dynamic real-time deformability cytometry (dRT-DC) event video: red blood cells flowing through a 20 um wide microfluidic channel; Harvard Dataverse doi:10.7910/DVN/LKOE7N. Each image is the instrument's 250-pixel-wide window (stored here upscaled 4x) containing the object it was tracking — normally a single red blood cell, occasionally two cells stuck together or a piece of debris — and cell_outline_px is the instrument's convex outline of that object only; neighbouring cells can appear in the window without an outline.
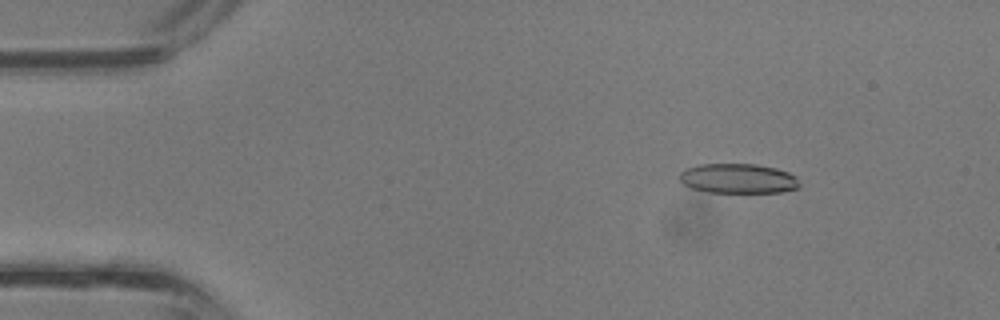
{"species": "common noctule bat (a hibernating species)", "species_latin": "Nyctalus noctula", "temperature_condition": "room temperature", "stored_images_in_passage": 37, "camera_frame_rate_fps": 3000, "um_per_image_px": 0.085, "animal": {"sex": "male", "body_mass_g": 13.3}, "frame": {"image": 1, "passage_image": 5, "time_ms": 1.333, "image_size_px": [1000, 320], "cell_outline_px": [[800, 188], [780, 192], [708, 192], [692, 188], [684, 184], [680, 180], [680, 172], [684, 168], [700, 164], [756, 164], [776, 168], [788, 172], [796, 176], [800, 184]], "centroid_in_image_um": [62.75, 15.17], "position_along_channel_um": 22.2, "area_um2": 20.87}}
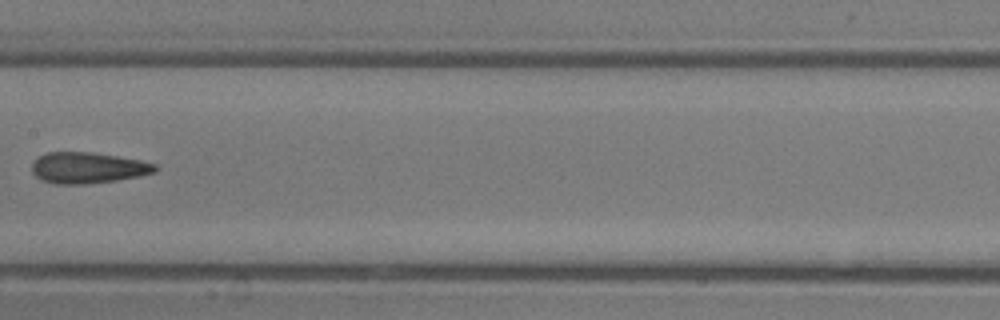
{"frame": {"image": 2, "passage_image": 19, "time_ms": 6.0, "image_size_px": [1000, 320], "cell_outline_px": [[160, 168], [156, 172], [140, 176], [116, 180], [84, 184], [52, 184], [40, 180], [32, 172], [32, 164], [40, 156], [48, 152], [92, 152], [140, 160], [156, 164]], "centroid_in_image_um": [7.48, 14.27], "position_along_channel_um": 199.9, "area_um2": 22.37}}
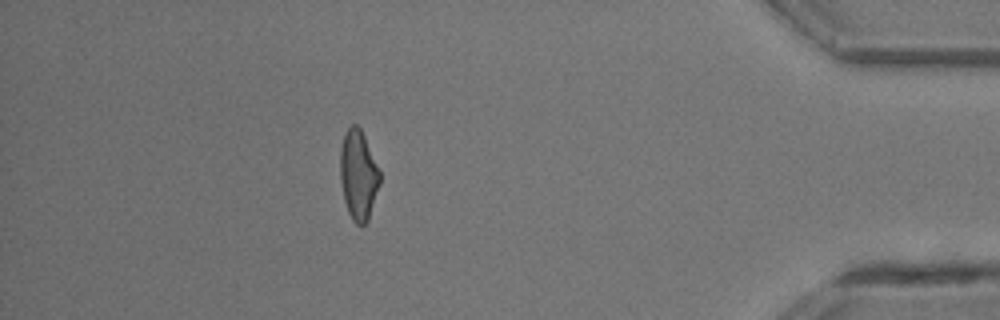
{"frame": {"image": 3, "passage_image": 33, "time_ms": 10.667, "image_size_px": [1000, 320], "cell_outline_px": [[380, 184], [368, 220], [360, 228], [352, 220], [348, 212], [344, 200], [340, 180], [340, 148], [344, 136], [348, 128], [352, 124], [356, 124], [360, 128], [364, 136], [380, 172]], "centroid_in_image_um": [30.45, 14.91], "position_along_channel_um": 404.7, "area_um2": 20.69}}